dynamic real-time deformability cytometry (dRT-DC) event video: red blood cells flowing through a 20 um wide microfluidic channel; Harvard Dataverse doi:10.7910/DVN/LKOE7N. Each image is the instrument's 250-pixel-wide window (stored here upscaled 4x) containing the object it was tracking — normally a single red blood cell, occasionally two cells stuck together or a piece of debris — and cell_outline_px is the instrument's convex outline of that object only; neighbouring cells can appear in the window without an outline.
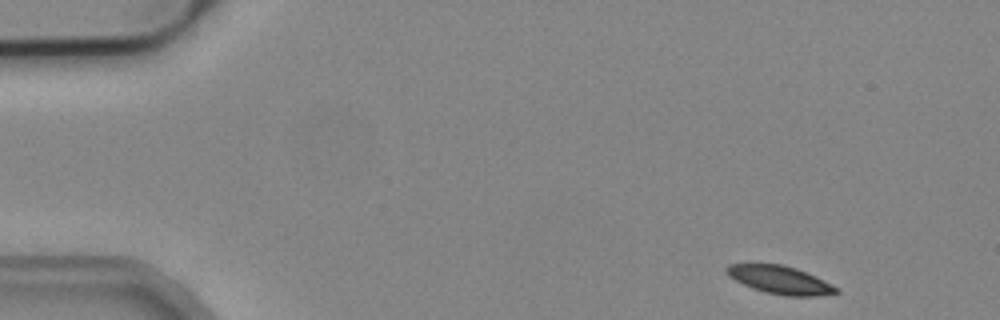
{"species": "common noctule bat (a hibernating species)", "species_latin": "Nyctalus noctula", "temperature_condition": "cold", "stored_images_in_passage": 5, "camera_frame_rate_fps": 3000, "um_per_image_px": 0.085, "animal": {"sex": "male", "body_mass_g": 19.2, "forearm_length_mm": 51.8}, "frame": {"image": 1, "passage_image": 1, "time_ms": 0.0, "image_size_px": [1000, 320], "cell_outline_px": [[840, 292], [816, 296], [784, 296], [764, 292], [752, 288], [728, 276], [724, 272], [724, 268], [728, 264], [780, 264], [796, 268], [816, 276], [840, 288]], "centroid_in_image_um": [66.3, 23.79], "position_along_channel_um": 18.7, "area_um2": 18.03}}
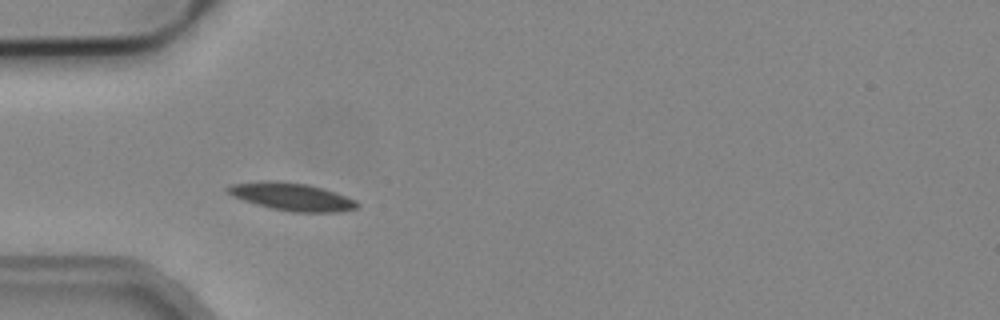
{"frame": {"image": 2, "passage_image": 4, "time_ms": 1.0, "image_size_px": [1000, 320], "cell_outline_px": [[360, 204], [356, 208], [340, 212], [292, 212], [272, 208], [244, 200], [232, 196], [224, 188], [232, 184], [264, 180], [280, 180], [308, 184], [324, 188], [356, 200]], "centroid_in_image_um": [24.81, 16.7], "position_along_channel_um": 60.2, "area_um2": 20.98}}